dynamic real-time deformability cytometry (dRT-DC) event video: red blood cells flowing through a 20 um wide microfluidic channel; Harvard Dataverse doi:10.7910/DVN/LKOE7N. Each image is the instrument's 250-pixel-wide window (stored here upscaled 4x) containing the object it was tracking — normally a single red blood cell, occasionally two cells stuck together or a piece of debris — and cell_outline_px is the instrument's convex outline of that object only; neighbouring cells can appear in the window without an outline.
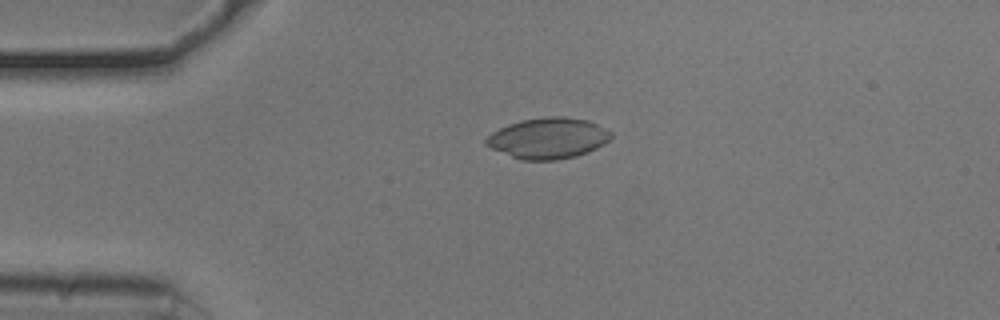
{"species": "common noctule bat (a hibernating species)", "species_latin": "Nyctalus noctula", "temperature_condition": "cold", "stored_images_in_passage": 42, "camera_frame_rate_fps": 3000, "um_per_image_px": 0.085, "animal": {"sex": "male", "body_mass_g": 20.5, "forearm_length_mm": 52.5}, "frame": {"image": 1, "passage_image": 1, "time_ms": 0.0, "image_size_px": [1000, 320], "cell_outline_px": [[612, 136], [604, 144], [588, 152], [576, 156], [556, 160], [520, 160], [492, 148], [484, 144], [484, 140], [492, 132], [508, 124], [520, 120], [548, 116], [564, 116], [588, 120], [612, 132]], "centroid_in_image_um": [46.58, 11.74], "position_along_channel_um": 38.4, "area_um2": 29.77}}
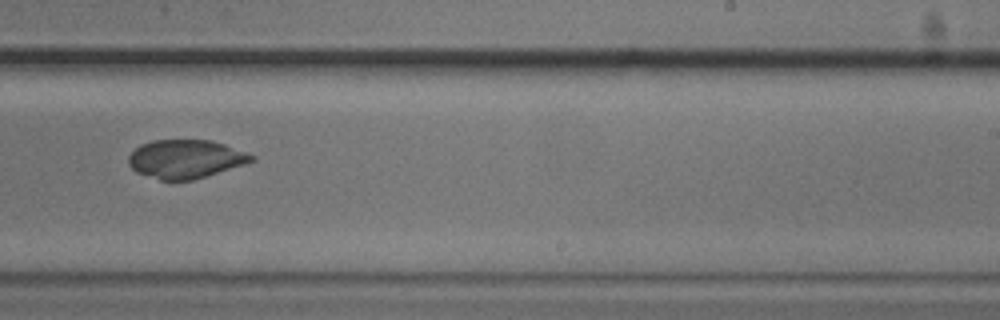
{"frame": {"image": 2, "passage_image": 22, "time_ms": 7.0, "image_size_px": [1000, 320], "cell_outline_px": [[256, 160], [244, 164], [192, 180], [160, 180], [136, 172], [128, 164], [128, 156], [140, 144], [152, 140], [212, 140], [224, 144], [256, 156]], "centroid_in_image_um": [15.75, 13.51], "position_along_channel_um": 273.2, "area_um2": 27.51}}
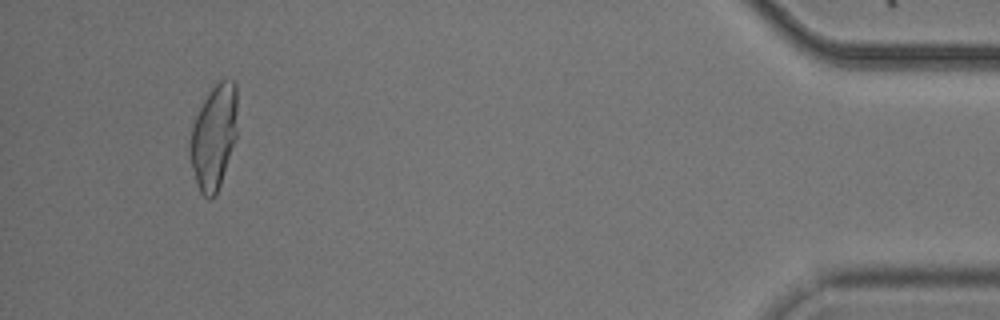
{"frame": {"image": 3, "passage_image": 39, "time_ms": 12.667, "image_size_px": [1000, 320], "cell_outline_px": [[236, 136], [216, 196], [208, 200], [200, 192], [196, 184], [188, 148], [192, 124], [208, 92], [220, 80], [232, 80], [236, 84]], "centroid_in_image_um": [18.15, 11.66], "position_along_channel_um": 417.1, "area_um2": 28.61}, "authors_computed_cell_mechanics": {"area_um2": 28.9578, "velocity_mm_per_s": 3.7694, "shape_relaxation_time_tau1_ms": null, "shape_relaxation_time_tau2_ms": 2.1857, "deformation_change_tau1": null, "deformation_change_tau2": 0.0397}}